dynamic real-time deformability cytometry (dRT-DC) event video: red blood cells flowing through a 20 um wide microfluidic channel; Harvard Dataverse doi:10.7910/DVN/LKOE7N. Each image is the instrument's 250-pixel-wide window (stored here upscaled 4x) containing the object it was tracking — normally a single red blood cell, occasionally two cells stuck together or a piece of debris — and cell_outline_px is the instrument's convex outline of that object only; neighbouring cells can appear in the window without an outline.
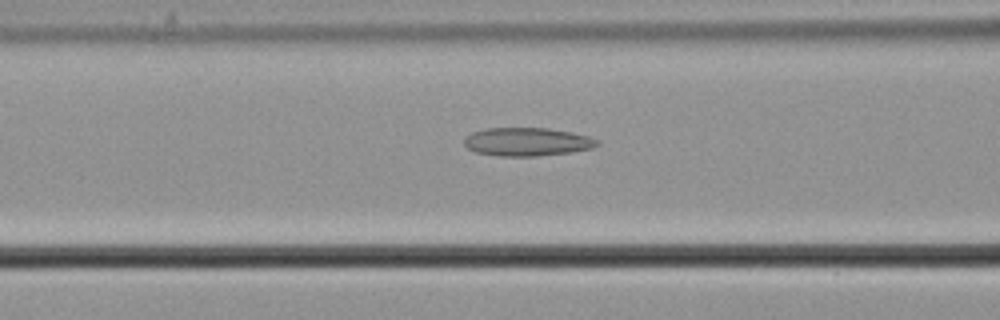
{"species": "common noctule bat (a hibernating species)", "species_latin": "Nyctalus noctula", "temperature_condition": "cold", "stored_images_in_passage": 56, "camera_frame_rate_fps": 3000, "um_per_image_px": 0.085, "animal": {"sex": "male", "body_mass_g": 21.5, "forearm_length_mm": 52.0}, "frame": {"image": 1, "passage_image": 23, "time_ms": 7.333, "image_size_px": [1000, 320], "cell_outline_px": [[600, 144], [592, 148], [572, 152], [536, 156], [496, 156], [476, 152], [468, 148], [464, 144], [464, 136], [472, 132], [484, 128], [548, 128], [572, 132], [588, 136], [596, 140]], "centroid_in_image_um": [44.77, 12.05], "position_along_channel_um": 121.8, "area_um2": 22.08}}
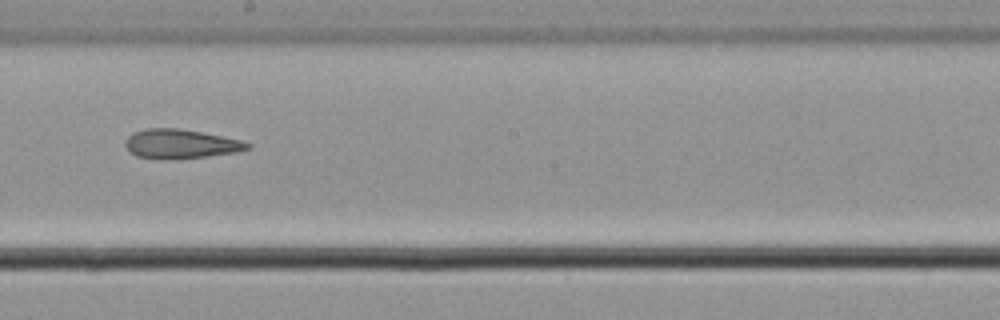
{"frame": {"image": 2, "passage_image": 32, "time_ms": 10.333, "image_size_px": [1000, 320], "cell_outline_px": [[252, 144], [248, 148], [236, 152], [208, 156], [176, 160], [160, 160], [136, 156], [128, 152], [124, 144], [124, 140], [132, 132], [148, 128], [180, 128], [240, 140]], "centroid_in_image_um": [15.26, 12.25], "position_along_channel_um": 232.9, "area_um2": 21.1}}
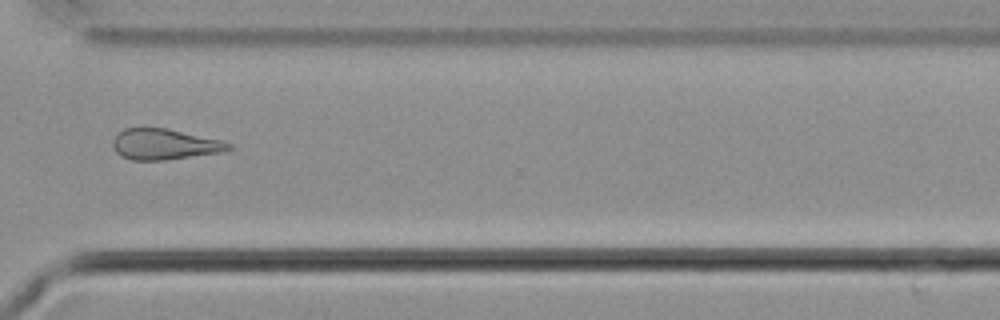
{"frame": {"image": 3, "passage_image": 42, "time_ms": 13.667, "image_size_px": [1000, 320], "cell_outline_px": [[232, 148], [220, 152], [164, 160], [132, 160], [120, 156], [116, 152], [112, 144], [112, 140], [124, 128], [144, 124], [168, 128], [220, 140], [232, 144]], "centroid_in_image_um": [13.9, 12.22], "position_along_channel_um": 356.7, "area_um2": 21.21}, "authors_computed_cell_mechanics": {"area_um2": 22.542, "velocity_mm_per_s": 3.6971, "shape_relaxation_time_tau1_ms": null, "shape_relaxation_time_tau2_ms": 6.8718, "deformation_change_tau1": null, "deformation_change_tau2": 0.1891}}